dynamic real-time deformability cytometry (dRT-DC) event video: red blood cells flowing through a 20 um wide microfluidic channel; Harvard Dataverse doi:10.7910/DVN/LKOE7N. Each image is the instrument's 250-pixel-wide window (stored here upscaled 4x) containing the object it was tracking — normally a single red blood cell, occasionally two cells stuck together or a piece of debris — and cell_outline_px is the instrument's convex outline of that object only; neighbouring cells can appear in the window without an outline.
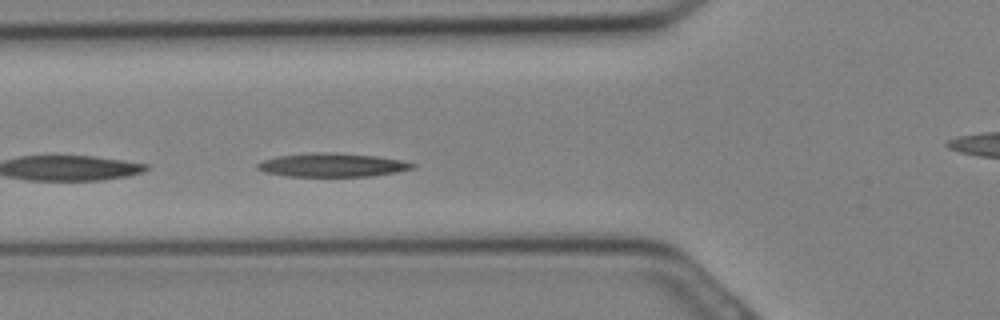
{"species": "Egyptian fruit bat (a non-hibernating species)", "species_latin": "Rousettus aegyptiacus", "temperature_condition": "cold", "stored_images_in_passage": 9, "camera_frame_rate_fps": 3000, "um_per_image_px": 0.085, "animal": {"sex": "female"}, "frame": {"image": 1, "passage_image": 9, "time_ms": 2.667, "image_size_px": [1000, 320], "cell_outline_px": [[416, 168], [396, 172], [372, 176], [288, 176], [264, 172], [256, 168], [256, 164], [264, 160], [276, 156], [312, 152], [328, 152], [376, 156], [400, 160], [416, 164]], "centroid_in_image_um": [28.23, 14.02], "position_along_channel_um": 97.6, "area_um2": 21.33}}